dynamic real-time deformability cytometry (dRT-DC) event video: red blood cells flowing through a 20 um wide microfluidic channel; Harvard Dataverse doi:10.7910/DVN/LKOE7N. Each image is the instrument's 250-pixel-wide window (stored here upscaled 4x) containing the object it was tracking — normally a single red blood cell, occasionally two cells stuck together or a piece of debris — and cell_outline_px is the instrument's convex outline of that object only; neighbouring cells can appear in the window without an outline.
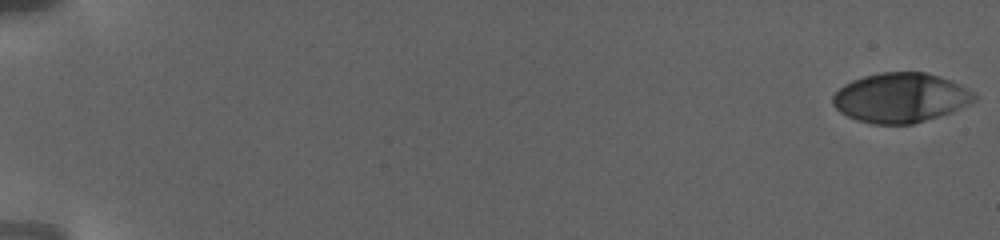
{"species": "human", "species_latin": "Homo sapiens", "temperature_condition": "warm", "stored_images_in_passage": 71, "camera_frame_rate_fps": 3000, "um_per_image_px": 0.085, "donor": {"sex": "female"}, "frame": {"image": 1, "passage_image": 1, "time_ms": 0.0, "image_size_px": [1000, 240], "cell_outline_px": [[976, 100], [952, 112], [912, 124], [872, 124], [856, 120], [840, 112], [832, 104], [832, 96], [844, 84], [852, 80], [864, 76], [880, 72], [924, 72], [940, 76], [952, 80], [976, 92]], "centroid_in_image_um": [76.56, 8.3], "position_along_channel_um": 8.4, "area_um2": 41.1}}
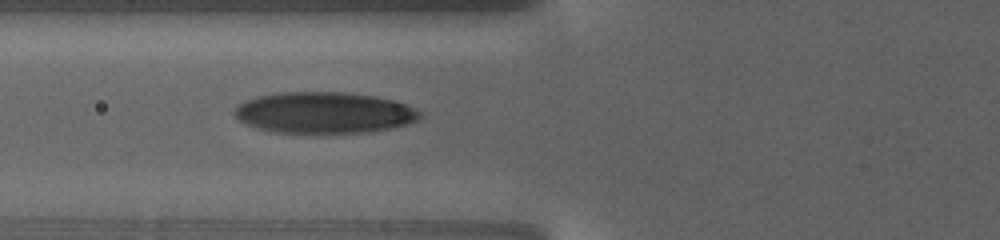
{"frame": {"image": 2, "passage_image": 27, "time_ms": 10.333, "image_size_px": [1000, 240], "cell_outline_px": [[420, 116], [416, 120], [404, 124], [388, 128], [368, 132], [316, 136], [312, 136], [276, 132], [244, 124], [232, 112], [240, 104], [256, 96], [280, 92], [344, 92], [372, 96], [392, 100], [404, 104], [420, 112]], "centroid_in_image_um": [27.48, 9.62], "position_along_channel_um": 98.3, "area_um2": 45.14}}
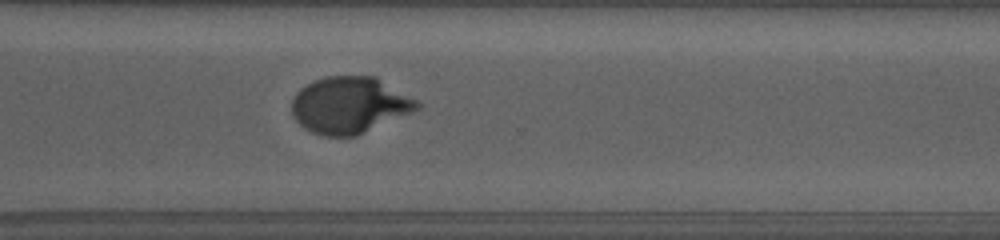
{"frame": {"image": 3, "passage_image": 53, "time_ms": 19.0, "image_size_px": [1000, 240], "cell_outline_px": [[420, 108], [412, 112], [356, 136], [324, 136], [312, 132], [304, 128], [292, 116], [292, 100], [296, 92], [300, 88], [316, 80], [328, 76], [376, 76], [416, 100], [420, 104]], "centroid_in_image_um": [29.69, 8.94], "position_along_channel_um": 340.9, "area_um2": 41.1}, "authors_computed_cell_mechanics": {"area_um2": 41.6738, "velocity_mm_per_s": 2.7973, "shape_relaxation_time_tau1_ms": 5.3477, "shape_relaxation_time_tau2_ms": null, "deformation_change_tau1": 0.2406, "deformation_change_tau2": null}}